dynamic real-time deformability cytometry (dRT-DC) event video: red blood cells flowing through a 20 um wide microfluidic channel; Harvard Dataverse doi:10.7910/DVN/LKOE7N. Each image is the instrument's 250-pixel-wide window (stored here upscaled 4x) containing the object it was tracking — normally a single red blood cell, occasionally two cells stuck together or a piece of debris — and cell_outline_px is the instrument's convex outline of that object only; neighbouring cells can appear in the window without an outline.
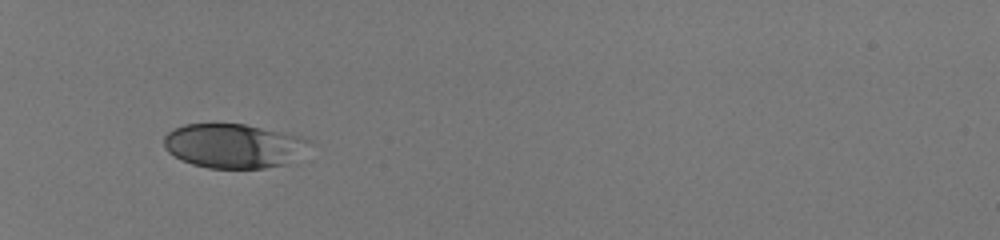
{"species": "human", "species_latin": "Homo sapiens", "temperature_condition": "room temperature", "stored_images_in_passage": 33, "camera_frame_rate_fps": 3000, "um_per_image_px": 0.085, "donor": {"sex": "male"}, "frame": {"image": 1, "passage_image": 1, "time_ms": 0.0, "image_size_px": [1000, 240], "cell_outline_px": [[312, 144], [288, 164], [264, 168], [208, 168], [192, 164], [168, 152], [164, 148], [164, 136], [168, 132], [184, 124], [244, 124], [300, 136], [312, 140]], "centroid_in_image_um": [19.87, 12.4], "position_along_channel_um": 65.1, "area_um2": 37.4}}
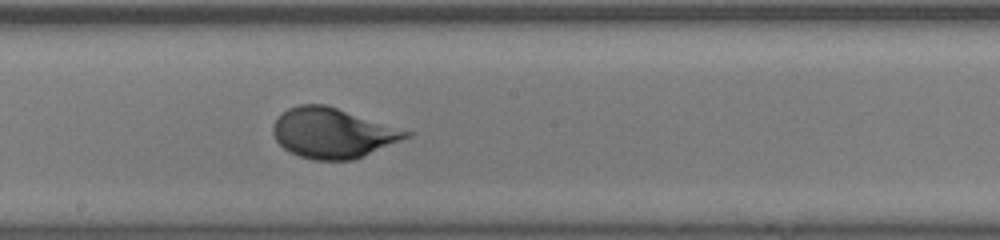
{"frame": {"image": 2, "passage_image": 14, "time_ms": 4.333, "image_size_px": [1000, 240], "cell_outline_px": [[412, 136], [352, 160], [316, 160], [300, 156], [288, 152], [276, 140], [272, 132], [272, 124], [288, 108], [300, 104], [324, 104], [412, 132]], "centroid_in_image_um": [28.25, 11.31], "position_along_channel_um": 220.0, "area_um2": 38.32}}
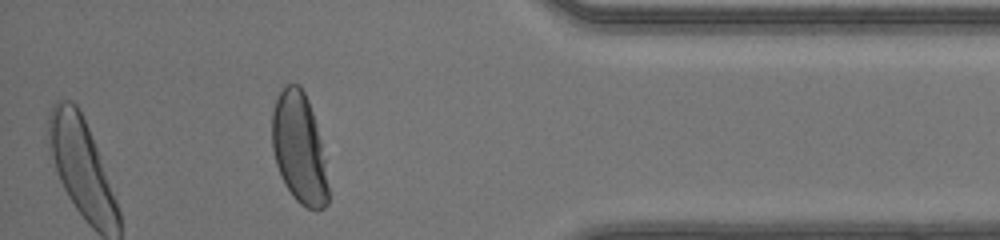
{"frame": {"image": 3, "passage_image": 29, "time_ms": 9.333, "image_size_px": [1000, 240], "cell_outline_px": [[328, 204], [324, 208], [308, 208], [300, 204], [292, 196], [284, 184], [280, 176], [276, 164], [272, 148], [272, 112], [276, 96], [284, 84], [300, 84], [308, 100], [316, 124], [320, 140], [324, 160], [328, 188]], "centroid_in_image_um": [25.4, 12.58], "position_along_channel_um": 409.8, "area_um2": 36.18}, "authors_computed_cell_mechanics": {"area_um2": 37.6856, "velocity_mm_per_s": 4.1306, "shape_relaxation_time_tau1_ms": 4.8164, "shape_relaxation_time_tau2_ms": null, "deformation_change_tau1": 0.1982, "deformation_change_tau2": null}}